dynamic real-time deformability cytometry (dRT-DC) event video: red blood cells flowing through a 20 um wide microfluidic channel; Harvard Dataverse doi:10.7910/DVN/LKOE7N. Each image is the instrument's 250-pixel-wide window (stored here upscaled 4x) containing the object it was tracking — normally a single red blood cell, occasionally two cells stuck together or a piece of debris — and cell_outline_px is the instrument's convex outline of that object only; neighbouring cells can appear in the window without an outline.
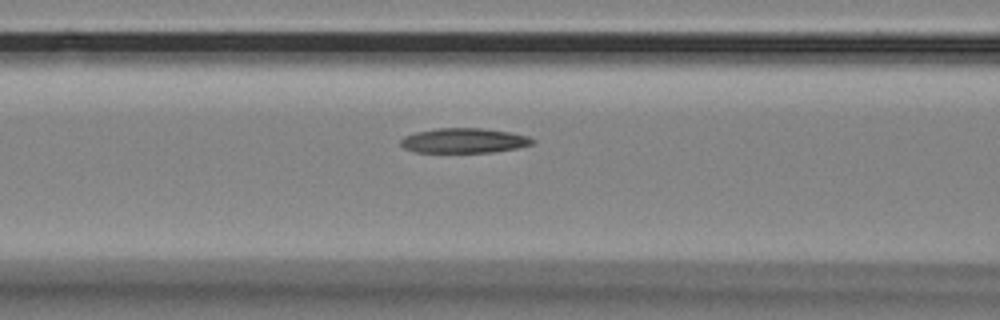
{"species": "Egyptian fruit bat (a non-hibernating species)", "species_latin": "Rousettus aegyptiacus", "temperature_condition": "room temperature", "stored_images_in_passage": 6, "camera_frame_rate_fps": 3000, "um_per_image_px": 0.085, "animal": {"sex": "female"}, "frame": {"image": 1, "passage_image": 6, "time_ms": 1.667, "image_size_px": [1000, 320], "cell_outline_px": [[536, 144], [516, 148], [492, 152], [416, 152], [404, 148], [400, 144], [400, 140], [404, 136], [416, 132], [436, 128], [480, 128], [512, 132], [528, 136], [536, 140]], "centroid_in_image_um": [39.47, 11.94], "position_along_channel_um": 127.1, "area_um2": 19.19}}